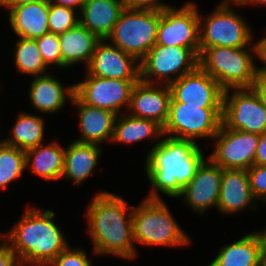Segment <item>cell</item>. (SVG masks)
Wrapping results in <instances>:
<instances>
[{
  "instance_id": "obj_1",
  "label": "cell",
  "mask_w": 266,
  "mask_h": 266,
  "mask_svg": "<svg viewBox=\"0 0 266 266\" xmlns=\"http://www.w3.org/2000/svg\"><path fill=\"white\" fill-rule=\"evenodd\" d=\"M86 208V231L94 256H115L128 261L137 259L138 250L133 239V205H129L121 195L100 190Z\"/></svg>"
},
{
  "instance_id": "obj_2",
  "label": "cell",
  "mask_w": 266,
  "mask_h": 266,
  "mask_svg": "<svg viewBox=\"0 0 266 266\" xmlns=\"http://www.w3.org/2000/svg\"><path fill=\"white\" fill-rule=\"evenodd\" d=\"M197 143L164 135L156 146L149 149L144 161V174L151 184V190L145 198L162 199L161 194L179 198L207 157L200 143Z\"/></svg>"
},
{
  "instance_id": "obj_3",
  "label": "cell",
  "mask_w": 266,
  "mask_h": 266,
  "mask_svg": "<svg viewBox=\"0 0 266 266\" xmlns=\"http://www.w3.org/2000/svg\"><path fill=\"white\" fill-rule=\"evenodd\" d=\"M54 218L53 210L28 205L21 218L4 232V240L16 252L21 266H48L70 245Z\"/></svg>"
},
{
  "instance_id": "obj_4",
  "label": "cell",
  "mask_w": 266,
  "mask_h": 266,
  "mask_svg": "<svg viewBox=\"0 0 266 266\" xmlns=\"http://www.w3.org/2000/svg\"><path fill=\"white\" fill-rule=\"evenodd\" d=\"M163 199H148L133 205L134 243L149 247H184L191 244V238L178 224Z\"/></svg>"
},
{
  "instance_id": "obj_5",
  "label": "cell",
  "mask_w": 266,
  "mask_h": 266,
  "mask_svg": "<svg viewBox=\"0 0 266 266\" xmlns=\"http://www.w3.org/2000/svg\"><path fill=\"white\" fill-rule=\"evenodd\" d=\"M258 47H200L199 66L225 91L251 88L259 65Z\"/></svg>"
},
{
  "instance_id": "obj_6",
  "label": "cell",
  "mask_w": 266,
  "mask_h": 266,
  "mask_svg": "<svg viewBox=\"0 0 266 266\" xmlns=\"http://www.w3.org/2000/svg\"><path fill=\"white\" fill-rule=\"evenodd\" d=\"M234 6L218 4L207 15L198 9L200 47H258L253 29Z\"/></svg>"
},
{
  "instance_id": "obj_7",
  "label": "cell",
  "mask_w": 266,
  "mask_h": 266,
  "mask_svg": "<svg viewBox=\"0 0 266 266\" xmlns=\"http://www.w3.org/2000/svg\"><path fill=\"white\" fill-rule=\"evenodd\" d=\"M160 11L125 8L107 40L139 62L156 44Z\"/></svg>"
},
{
  "instance_id": "obj_8",
  "label": "cell",
  "mask_w": 266,
  "mask_h": 266,
  "mask_svg": "<svg viewBox=\"0 0 266 266\" xmlns=\"http://www.w3.org/2000/svg\"><path fill=\"white\" fill-rule=\"evenodd\" d=\"M198 65V56L190 48L155 44L140 61V80L169 85Z\"/></svg>"
},
{
  "instance_id": "obj_9",
  "label": "cell",
  "mask_w": 266,
  "mask_h": 266,
  "mask_svg": "<svg viewBox=\"0 0 266 266\" xmlns=\"http://www.w3.org/2000/svg\"><path fill=\"white\" fill-rule=\"evenodd\" d=\"M222 124V108L186 106L171 98L169 117L163 134L175 139H213Z\"/></svg>"
},
{
  "instance_id": "obj_10",
  "label": "cell",
  "mask_w": 266,
  "mask_h": 266,
  "mask_svg": "<svg viewBox=\"0 0 266 266\" xmlns=\"http://www.w3.org/2000/svg\"><path fill=\"white\" fill-rule=\"evenodd\" d=\"M139 81L98 77L87 73L83 80L74 83V94L87 105L120 115L128 111L132 89Z\"/></svg>"
},
{
  "instance_id": "obj_11",
  "label": "cell",
  "mask_w": 266,
  "mask_h": 266,
  "mask_svg": "<svg viewBox=\"0 0 266 266\" xmlns=\"http://www.w3.org/2000/svg\"><path fill=\"white\" fill-rule=\"evenodd\" d=\"M222 124L246 133L266 132V106L252 88L224 91Z\"/></svg>"
},
{
  "instance_id": "obj_12",
  "label": "cell",
  "mask_w": 266,
  "mask_h": 266,
  "mask_svg": "<svg viewBox=\"0 0 266 266\" xmlns=\"http://www.w3.org/2000/svg\"><path fill=\"white\" fill-rule=\"evenodd\" d=\"M198 5L187 1L160 11L156 44L190 48L200 55Z\"/></svg>"
},
{
  "instance_id": "obj_13",
  "label": "cell",
  "mask_w": 266,
  "mask_h": 266,
  "mask_svg": "<svg viewBox=\"0 0 266 266\" xmlns=\"http://www.w3.org/2000/svg\"><path fill=\"white\" fill-rule=\"evenodd\" d=\"M212 140L214 148L208 157L222 169L248 170L254 165L259 134L226 128L221 124Z\"/></svg>"
},
{
  "instance_id": "obj_14",
  "label": "cell",
  "mask_w": 266,
  "mask_h": 266,
  "mask_svg": "<svg viewBox=\"0 0 266 266\" xmlns=\"http://www.w3.org/2000/svg\"><path fill=\"white\" fill-rule=\"evenodd\" d=\"M171 98L186 106L222 108L224 90L199 65L191 72L169 84Z\"/></svg>"
},
{
  "instance_id": "obj_15",
  "label": "cell",
  "mask_w": 266,
  "mask_h": 266,
  "mask_svg": "<svg viewBox=\"0 0 266 266\" xmlns=\"http://www.w3.org/2000/svg\"><path fill=\"white\" fill-rule=\"evenodd\" d=\"M223 169L208 156L198 166L191 181L183 188L182 201L197 214L217 209Z\"/></svg>"
},
{
  "instance_id": "obj_16",
  "label": "cell",
  "mask_w": 266,
  "mask_h": 266,
  "mask_svg": "<svg viewBox=\"0 0 266 266\" xmlns=\"http://www.w3.org/2000/svg\"><path fill=\"white\" fill-rule=\"evenodd\" d=\"M93 76L114 79H140V62L132 55L101 39L85 68Z\"/></svg>"
},
{
  "instance_id": "obj_17",
  "label": "cell",
  "mask_w": 266,
  "mask_h": 266,
  "mask_svg": "<svg viewBox=\"0 0 266 266\" xmlns=\"http://www.w3.org/2000/svg\"><path fill=\"white\" fill-rule=\"evenodd\" d=\"M170 102L169 85L149 84L140 80L132 89L127 113L153 120L164 127L169 117Z\"/></svg>"
},
{
  "instance_id": "obj_18",
  "label": "cell",
  "mask_w": 266,
  "mask_h": 266,
  "mask_svg": "<svg viewBox=\"0 0 266 266\" xmlns=\"http://www.w3.org/2000/svg\"><path fill=\"white\" fill-rule=\"evenodd\" d=\"M257 203L260 204L251 191L248 171L223 169L217 211L231 216L249 208L255 211Z\"/></svg>"
},
{
  "instance_id": "obj_19",
  "label": "cell",
  "mask_w": 266,
  "mask_h": 266,
  "mask_svg": "<svg viewBox=\"0 0 266 266\" xmlns=\"http://www.w3.org/2000/svg\"><path fill=\"white\" fill-rule=\"evenodd\" d=\"M30 80L28 101L40 115L58 113L64 108L66 101L71 103L74 96L73 83L64 86L58 77L49 73L34 76Z\"/></svg>"
},
{
  "instance_id": "obj_20",
  "label": "cell",
  "mask_w": 266,
  "mask_h": 266,
  "mask_svg": "<svg viewBox=\"0 0 266 266\" xmlns=\"http://www.w3.org/2000/svg\"><path fill=\"white\" fill-rule=\"evenodd\" d=\"M71 104L79 115L78 127L80 136L74 141L102 145L113 138L114 124L117 115L111 111L83 103L75 94Z\"/></svg>"
},
{
  "instance_id": "obj_21",
  "label": "cell",
  "mask_w": 266,
  "mask_h": 266,
  "mask_svg": "<svg viewBox=\"0 0 266 266\" xmlns=\"http://www.w3.org/2000/svg\"><path fill=\"white\" fill-rule=\"evenodd\" d=\"M266 249L265 231L257 230L220 247L208 266H260Z\"/></svg>"
},
{
  "instance_id": "obj_22",
  "label": "cell",
  "mask_w": 266,
  "mask_h": 266,
  "mask_svg": "<svg viewBox=\"0 0 266 266\" xmlns=\"http://www.w3.org/2000/svg\"><path fill=\"white\" fill-rule=\"evenodd\" d=\"M103 145L72 141L65 147L64 171L61 177L76 187L93 176L103 153Z\"/></svg>"
},
{
  "instance_id": "obj_23",
  "label": "cell",
  "mask_w": 266,
  "mask_h": 266,
  "mask_svg": "<svg viewBox=\"0 0 266 266\" xmlns=\"http://www.w3.org/2000/svg\"><path fill=\"white\" fill-rule=\"evenodd\" d=\"M49 0L13 7L7 14L9 27L17 38L37 39L49 33Z\"/></svg>"
},
{
  "instance_id": "obj_24",
  "label": "cell",
  "mask_w": 266,
  "mask_h": 266,
  "mask_svg": "<svg viewBox=\"0 0 266 266\" xmlns=\"http://www.w3.org/2000/svg\"><path fill=\"white\" fill-rule=\"evenodd\" d=\"M125 8L123 0H85L79 23L100 39H107Z\"/></svg>"
},
{
  "instance_id": "obj_25",
  "label": "cell",
  "mask_w": 266,
  "mask_h": 266,
  "mask_svg": "<svg viewBox=\"0 0 266 266\" xmlns=\"http://www.w3.org/2000/svg\"><path fill=\"white\" fill-rule=\"evenodd\" d=\"M26 154V169L31 174L45 181H59L64 171L65 147L59 140L42 143L37 147L28 149Z\"/></svg>"
},
{
  "instance_id": "obj_26",
  "label": "cell",
  "mask_w": 266,
  "mask_h": 266,
  "mask_svg": "<svg viewBox=\"0 0 266 266\" xmlns=\"http://www.w3.org/2000/svg\"><path fill=\"white\" fill-rule=\"evenodd\" d=\"M101 39L82 26L80 23L59 35L62 69L84 64L85 68L91 61L97 43Z\"/></svg>"
},
{
  "instance_id": "obj_27",
  "label": "cell",
  "mask_w": 266,
  "mask_h": 266,
  "mask_svg": "<svg viewBox=\"0 0 266 266\" xmlns=\"http://www.w3.org/2000/svg\"><path fill=\"white\" fill-rule=\"evenodd\" d=\"M164 136L163 127L157 122L132 116L127 112L117 115L111 143L136 144L145 140L155 141L150 149L156 146Z\"/></svg>"
},
{
  "instance_id": "obj_28",
  "label": "cell",
  "mask_w": 266,
  "mask_h": 266,
  "mask_svg": "<svg viewBox=\"0 0 266 266\" xmlns=\"http://www.w3.org/2000/svg\"><path fill=\"white\" fill-rule=\"evenodd\" d=\"M14 123L8 138L2 140L6 144L26 151L44 142L46 128L42 115L21 111Z\"/></svg>"
},
{
  "instance_id": "obj_29",
  "label": "cell",
  "mask_w": 266,
  "mask_h": 266,
  "mask_svg": "<svg viewBox=\"0 0 266 266\" xmlns=\"http://www.w3.org/2000/svg\"><path fill=\"white\" fill-rule=\"evenodd\" d=\"M14 43L12 58L16 72L31 78L48 74L46 71L51 70L52 67L45 64L36 40L18 37Z\"/></svg>"
},
{
  "instance_id": "obj_30",
  "label": "cell",
  "mask_w": 266,
  "mask_h": 266,
  "mask_svg": "<svg viewBox=\"0 0 266 266\" xmlns=\"http://www.w3.org/2000/svg\"><path fill=\"white\" fill-rule=\"evenodd\" d=\"M26 170V154L17 147L0 143V191L17 182Z\"/></svg>"
},
{
  "instance_id": "obj_31",
  "label": "cell",
  "mask_w": 266,
  "mask_h": 266,
  "mask_svg": "<svg viewBox=\"0 0 266 266\" xmlns=\"http://www.w3.org/2000/svg\"><path fill=\"white\" fill-rule=\"evenodd\" d=\"M78 12V13H77ZM79 24V11L49 2L48 28L49 33L56 35L74 28Z\"/></svg>"
},
{
  "instance_id": "obj_32",
  "label": "cell",
  "mask_w": 266,
  "mask_h": 266,
  "mask_svg": "<svg viewBox=\"0 0 266 266\" xmlns=\"http://www.w3.org/2000/svg\"><path fill=\"white\" fill-rule=\"evenodd\" d=\"M38 49L43 57L45 64L62 68V56L59 42V35L47 33L40 38L35 39Z\"/></svg>"
},
{
  "instance_id": "obj_33",
  "label": "cell",
  "mask_w": 266,
  "mask_h": 266,
  "mask_svg": "<svg viewBox=\"0 0 266 266\" xmlns=\"http://www.w3.org/2000/svg\"><path fill=\"white\" fill-rule=\"evenodd\" d=\"M48 266H93L85 249L69 245Z\"/></svg>"
},
{
  "instance_id": "obj_34",
  "label": "cell",
  "mask_w": 266,
  "mask_h": 266,
  "mask_svg": "<svg viewBox=\"0 0 266 266\" xmlns=\"http://www.w3.org/2000/svg\"><path fill=\"white\" fill-rule=\"evenodd\" d=\"M247 171L254 197L266 205V165L254 164Z\"/></svg>"
},
{
  "instance_id": "obj_35",
  "label": "cell",
  "mask_w": 266,
  "mask_h": 266,
  "mask_svg": "<svg viewBox=\"0 0 266 266\" xmlns=\"http://www.w3.org/2000/svg\"><path fill=\"white\" fill-rule=\"evenodd\" d=\"M126 8L162 11L172 7L161 0H123Z\"/></svg>"
},
{
  "instance_id": "obj_36",
  "label": "cell",
  "mask_w": 266,
  "mask_h": 266,
  "mask_svg": "<svg viewBox=\"0 0 266 266\" xmlns=\"http://www.w3.org/2000/svg\"><path fill=\"white\" fill-rule=\"evenodd\" d=\"M0 266H21L16 252L5 240L0 243Z\"/></svg>"
},
{
  "instance_id": "obj_37",
  "label": "cell",
  "mask_w": 266,
  "mask_h": 266,
  "mask_svg": "<svg viewBox=\"0 0 266 266\" xmlns=\"http://www.w3.org/2000/svg\"><path fill=\"white\" fill-rule=\"evenodd\" d=\"M251 88L257 93L260 100L266 106V71L259 67L257 68Z\"/></svg>"
},
{
  "instance_id": "obj_38",
  "label": "cell",
  "mask_w": 266,
  "mask_h": 266,
  "mask_svg": "<svg viewBox=\"0 0 266 266\" xmlns=\"http://www.w3.org/2000/svg\"><path fill=\"white\" fill-rule=\"evenodd\" d=\"M254 164L266 165V132L259 135Z\"/></svg>"
},
{
  "instance_id": "obj_39",
  "label": "cell",
  "mask_w": 266,
  "mask_h": 266,
  "mask_svg": "<svg viewBox=\"0 0 266 266\" xmlns=\"http://www.w3.org/2000/svg\"><path fill=\"white\" fill-rule=\"evenodd\" d=\"M257 44H258V60L261 61L263 65L262 67H259L260 69L266 71V33L265 35L257 39Z\"/></svg>"
},
{
  "instance_id": "obj_40",
  "label": "cell",
  "mask_w": 266,
  "mask_h": 266,
  "mask_svg": "<svg viewBox=\"0 0 266 266\" xmlns=\"http://www.w3.org/2000/svg\"><path fill=\"white\" fill-rule=\"evenodd\" d=\"M50 3L73 8L80 12L85 0H49Z\"/></svg>"
},
{
  "instance_id": "obj_41",
  "label": "cell",
  "mask_w": 266,
  "mask_h": 266,
  "mask_svg": "<svg viewBox=\"0 0 266 266\" xmlns=\"http://www.w3.org/2000/svg\"><path fill=\"white\" fill-rule=\"evenodd\" d=\"M37 1L40 0H0V7L6 9L9 12L13 7Z\"/></svg>"
},
{
  "instance_id": "obj_42",
  "label": "cell",
  "mask_w": 266,
  "mask_h": 266,
  "mask_svg": "<svg viewBox=\"0 0 266 266\" xmlns=\"http://www.w3.org/2000/svg\"><path fill=\"white\" fill-rule=\"evenodd\" d=\"M252 6H260V7H266V0H244L240 5H236V7L246 6L247 7Z\"/></svg>"
},
{
  "instance_id": "obj_43",
  "label": "cell",
  "mask_w": 266,
  "mask_h": 266,
  "mask_svg": "<svg viewBox=\"0 0 266 266\" xmlns=\"http://www.w3.org/2000/svg\"><path fill=\"white\" fill-rule=\"evenodd\" d=\"M244 0H222L218 4L240 5Z\"/></svg>"
},
{
  "instance_id": "obj_44",
  "label": "cell",
  "mask_w": 266,
  "mask_h": 266,
  "mask_svg": "<svg viewBox=\"0 0 266 266\" xmlns=\"http://www.w3.org/2000/svg\"><path fill=\"white\" fill-rule=\"evenodd\" d=\"M260 266H266V249H265V251L263 253Z\"/></svg>"
},
{
  "instance_id": "obj_45",
  "label": "cell",
  "mask_w": 266,
  "mask_h": 266,
  "mask_svg": "<svg viewBox=\"0 0 266 266\" xmlns=\"http://www.w3.org/2000/svg\"><path fill=\"white\" fill-rule=\"evenodd\" d=\"M4 240V233L2 232H0V243L2 242Z\"/></svg>"
}]
</instances>
